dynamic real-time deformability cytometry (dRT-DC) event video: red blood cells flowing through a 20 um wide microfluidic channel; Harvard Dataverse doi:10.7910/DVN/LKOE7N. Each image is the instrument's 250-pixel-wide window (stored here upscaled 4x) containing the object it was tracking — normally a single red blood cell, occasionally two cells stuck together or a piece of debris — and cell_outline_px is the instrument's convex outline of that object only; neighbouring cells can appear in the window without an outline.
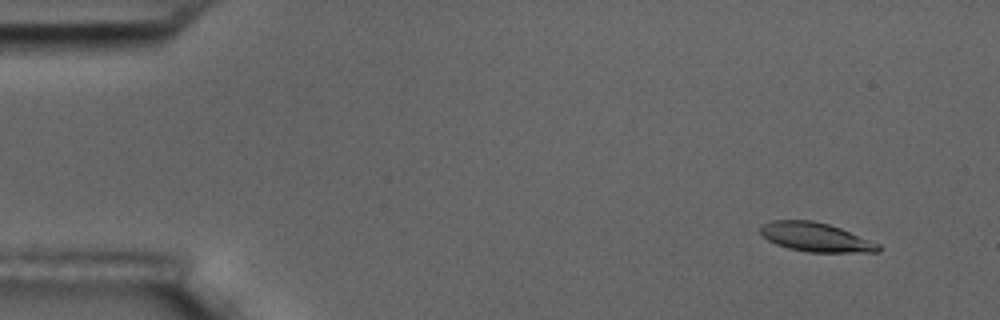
{"species": "common noctule bat (a hibernating species)", "species_latin": "Nyctalus noctula", "temperature_condition": "room temperature", "stored_images_in_passage": 5, "camera_frame_rate_fps": 3000, "um_per_image_px": 0.085, "animal": {"sex": "male", "body_mass_g": 17.5, "forearm_length_mm": 52.3}, "frame": {"image": 1, "passage_image": 2, "time_ms": 1.0, "image_size_px": [1000, 320], "cell_outline_px": [[880, 252], [808, 252], [788, 248], [776, 244], [768, 240], [760, 232], [760, 228], [764, 224], [772, 220], [812, 220], [828, 224], [840, 228], [880, 244]], "centroid_in_image_um": [69.33, 20.16], "position_along_channel_um": 15.7, "area_um2": 19.77}}
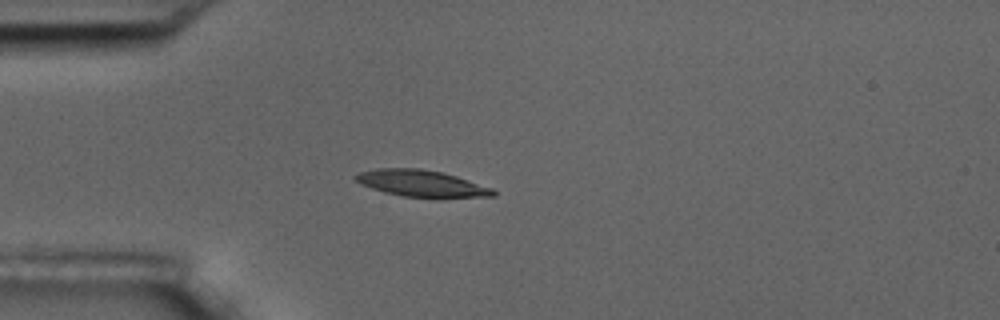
{"frame": {"image": 2, "passage_image": 5, "time_ms": 4.667, "image_size_px": [1000, 320], "cell_outline_px": [[496, 196], [404, 196], [384, 192], [360, 184], [352, 176], [360, 172], [376, 168], [420, 168], [444, 172], [492, 188], [496, 192]], "centroid_in_image_um": [35.76, 15.55], "position_along_channel_um": 49.2, "area_um2": 20.81}}